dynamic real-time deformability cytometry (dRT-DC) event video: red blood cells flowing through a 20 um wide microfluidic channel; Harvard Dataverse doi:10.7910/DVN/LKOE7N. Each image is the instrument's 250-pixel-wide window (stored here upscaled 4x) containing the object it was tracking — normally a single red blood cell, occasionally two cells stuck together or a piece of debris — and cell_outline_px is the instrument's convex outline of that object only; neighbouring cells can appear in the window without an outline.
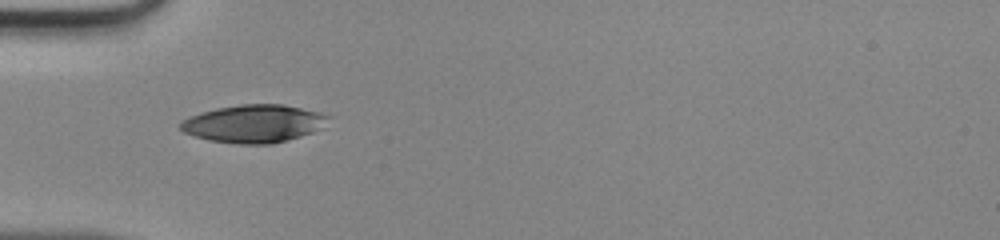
{"species": "human", "species_latin": "Homo sapiens", "temperature_condition": "room temperature", "stored_images_in_passage": 33, "camera_frame_rate_fps": 3000, "um_per_image_px": 0.085, "donor": {"sex": "male"}, "frame": {"image": 1, "passage_image": 1, "time_ms": 0.0, "image_size_px": [1000, 240], "cell_outline_px": [[332, 116], [312, 132], [300, 136], [272, 144], [240, 144], [208, 140], [184, 132], [180, 128], [180, 120], [200, 112], [216, 108], [240, 104], [284, 104], [320, 112]], "centroid_in_image_um": [21.53, 10.5], "position_along_channel_um": 63.5, "area_um2": 32.43}}
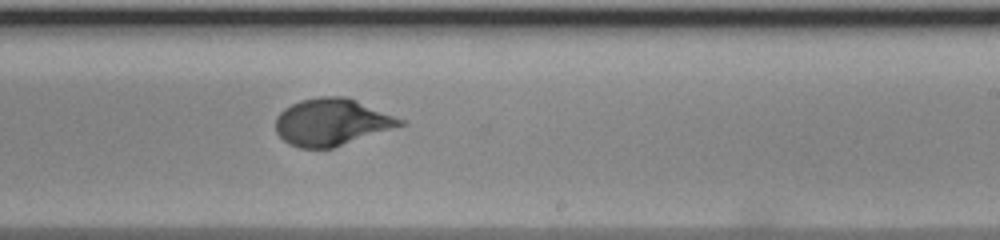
{"frame": {"image": 2, "passage_image": 15, "time_ms": 4.667, "image_size_px": [1000, 240], "cell_outline_px": [[408, 124], [332, 148], [300, 148], [288, 144], [276, 132], [276, 116], [284, 108], [300, 100], [320, 96], [348, 96], [404, 120]], "centroid_in_image_um": [28.2, 10.37], "position_along_channel_um": 260.8, "area_um2": 34.22}}
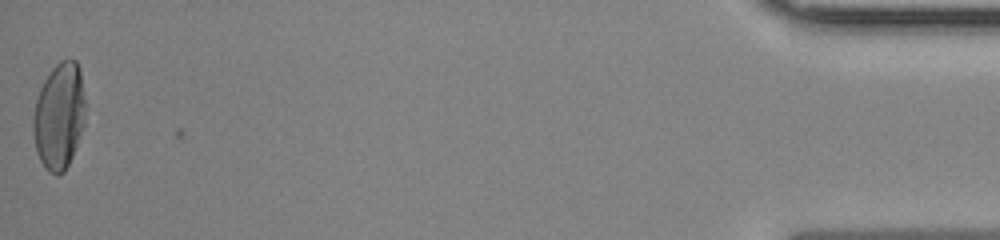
{"frame": {"image": 3, "passage_image": 33, "time_ms": 10.667, "image_size_px": [1000, 240], "cell_outline_px": [[84, 124], [72, 156], [64, 172], [56, 176], [48, 172], [44, 168], [36, 152], [32, 132], [32, 116], [36, 100], [40, 88], [44, 80], [52, 68], [60, 60], [76, 60], [80, 68], [84, 96]], "centroid_in_image_um": [5.0, 9.88], "position_along_channel_um": 430.2, "area_um2": 32.6}}